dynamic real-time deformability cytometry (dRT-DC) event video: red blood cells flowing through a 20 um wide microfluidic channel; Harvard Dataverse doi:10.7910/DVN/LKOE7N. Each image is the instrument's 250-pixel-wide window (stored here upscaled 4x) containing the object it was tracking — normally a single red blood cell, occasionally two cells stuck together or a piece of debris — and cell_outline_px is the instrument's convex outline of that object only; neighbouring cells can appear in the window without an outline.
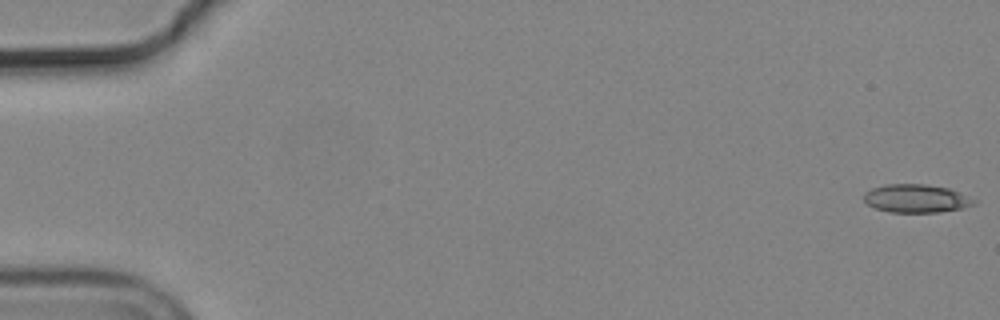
{"species": "common noctule bat (a hibernating species)", "species_latin": "Nyctalus noctula", "temperature_condition": "cold", "stored_images_in_passage": 56, "camera_frame_rate_fps": 3000, "um_per_image_px": 0.085, "animal": {"sex": "male", "body_mass_g": 19.2, "forearm_length_mm": 51.8}, "frame": {"image": 1, "passage_image": 1, "time_ms": 0.0, "image_size_px": [1000, 320], "cell_outline_px": [[976, 204], [960, 208], [940, 212], [892, 212], [876, 208], [868, 204], [864, 200], [864, 192], [872, 188], [884, 184], [924, 184], [948, 188], [960, 192], [976, 200]], "centroid_in_image_um": [77.87, 16.86], "position_along_channel_um": 7.1, "area_um2": 18.03}}
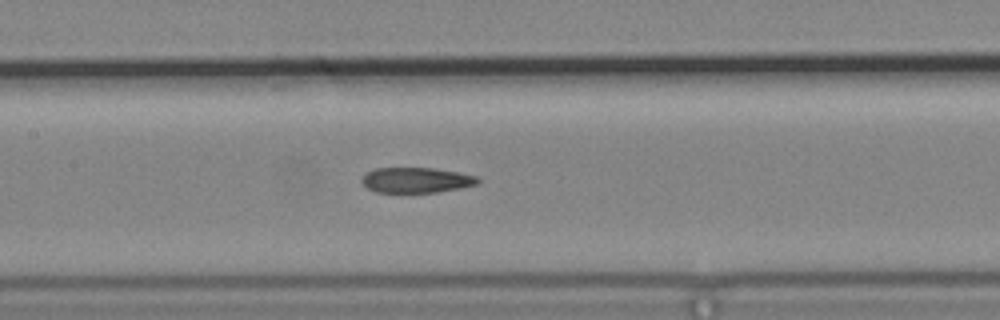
{"frame": {"image": 2, "passage_image": 27, "time_ms": 8.667, "image_size_px": [1000, 320], "cell_outline_px": [[480, 180], [476, 184], [460, 188], [436, 192], [376, 192], [368, 188], [360, 180], [368, 172], [376, 168], [436, 168], [460, 172], [476, 176]], "centroid_in_image_um": [35.4, 15.3], "position_along_channel_um": 172.0, "area_um2": 16.99}}
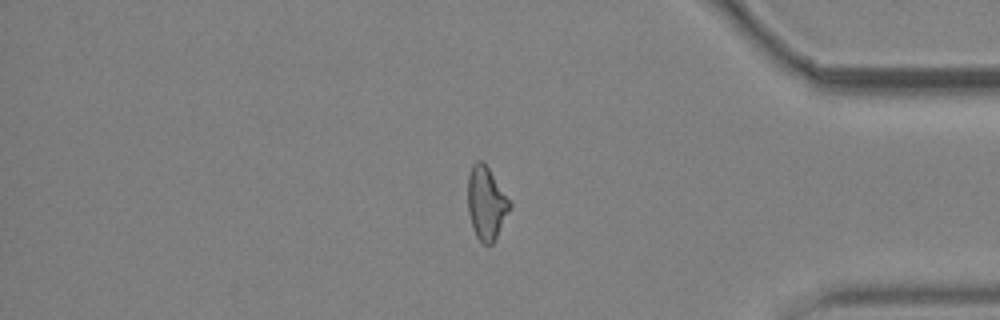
{"frame": {"image": 3, "passage_image": 47, "time_ms": 15.333, "image_size_px": [1000, 320], "cell_outline_px": [[512, 208], [492, 244], [484, 244], [476, 236], [472, 228], [468, 212], [468, 176], [472, 164], [476, 160], [480, 160], [488, 168], [512, 204]], "centroid_in_image_um": [41.33, 17.28], "position_along_channel_um": 393.9, "area_um2": 17.74}, "authors_computed_cell_mechanics": {"area_um2": 18.2359, "velocity_mm_per_s": 3.7096, "shape_relaxation_time_tau1_ms": null, "shape_relaxation_time_tau2_ms": 6.3986, "deformation_change_tau1": null, "deformation_change_tau2": 0.1632}}